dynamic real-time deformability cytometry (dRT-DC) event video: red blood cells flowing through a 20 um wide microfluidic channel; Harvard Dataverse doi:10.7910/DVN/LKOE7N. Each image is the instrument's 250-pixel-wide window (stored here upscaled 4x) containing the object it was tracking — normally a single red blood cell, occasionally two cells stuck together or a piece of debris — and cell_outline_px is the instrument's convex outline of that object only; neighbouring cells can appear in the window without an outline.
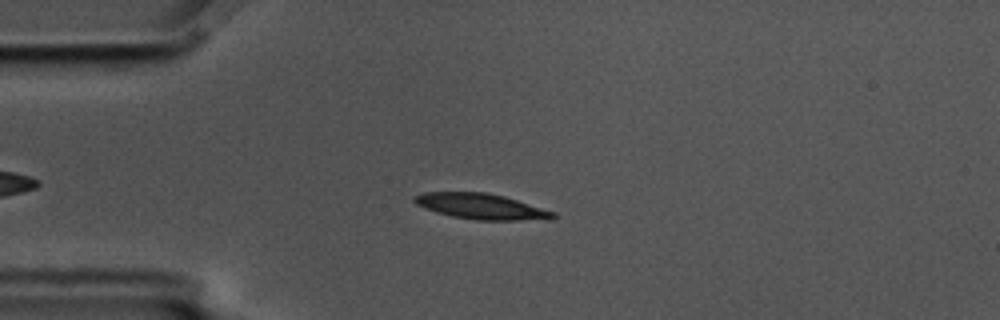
{"species": "common noctule bat (a hibernating species)", "species_latin": "Nyctalus noctula", "temperature_condition": "cold", "stored_images_in_passage": 54, "camera_frame_rate_fps": 3000, "um_per_image_px": 0.085, "animal": {"sex": "male", "body_mass_g": 17.5, "forearm_length_mm": 52.3}, "frame": {"image": 1, "passage_image": 12, "time_ms": 3.667, "image_size_px": [1000, 320], "cell_outline_px": [[556, 216], [552, 220], [476, 220], [452, 216], [436, 212], [424, 208], [416, 204], [412, 200], [412, 196], [424, 192], [484, 192], [504, 196], [556, 212]], "centroid_in_image_um": [40.91, 17.55], "position_along_channel_um": 44.1, "area_um2": 20.87}}
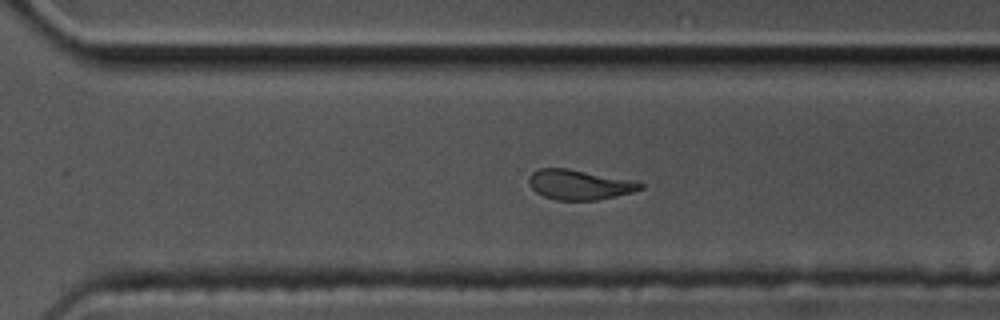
{"frame": {"image": 2, "passage_image": 37, "time_ms": 12.0, "image_size_px": [1000, 320], "cell_outline_px": [[644, 188], [632, 192], [616, 196], [596, 200], [556, 200], [544, 196], [536, 192], [532, 188], [528, 180], [528, 176], [532, 172], [540, 168], [568, 168], [632, 180], [644, 184]], "centroid_in_image_um": [49.23, 15.69], "position_along_channel_um": 321.4, "area_um2": 19.42}}
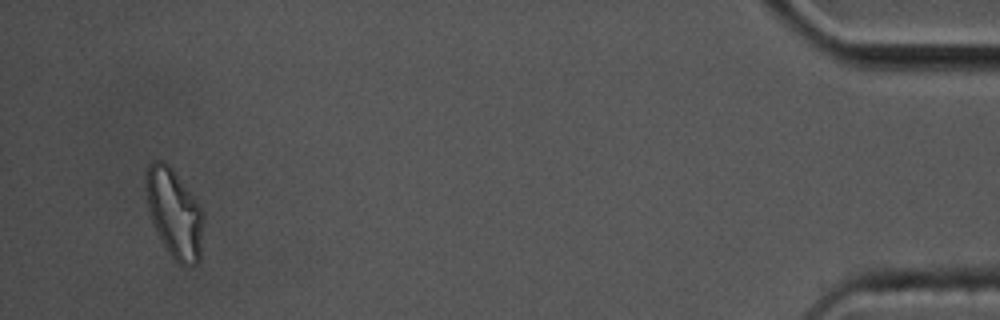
{"frame": {"image": 3, "passage_image": 52, "time_ms": 17.0, "image_size_px": [1000, 320], "cell_outline_px": [[204, 212], [200, 260], [196, 264], [180, 264], [168, 252], [160, 240], [152, 224], [148, 212], [144, 188], [144, 172], [148, 164], [152, 160], [164, 160], [172, 168]], "centroid_in_image_um": [14.76, 18.08], "position_along_channel_um": 420.4, "area_um2": 30.17}, "authors_computed_cell_mechanics": {"area_um2": 20.4612, "velocity_mm_per_s": 3.5552, "shape_relaxation_time_tau1_ms": 4.5671, "shape_relaxation_time_tau2_ms": 2.788, "deformation_change_tau1": 0.1593, "deformation_change_tau2": 0.0992}}